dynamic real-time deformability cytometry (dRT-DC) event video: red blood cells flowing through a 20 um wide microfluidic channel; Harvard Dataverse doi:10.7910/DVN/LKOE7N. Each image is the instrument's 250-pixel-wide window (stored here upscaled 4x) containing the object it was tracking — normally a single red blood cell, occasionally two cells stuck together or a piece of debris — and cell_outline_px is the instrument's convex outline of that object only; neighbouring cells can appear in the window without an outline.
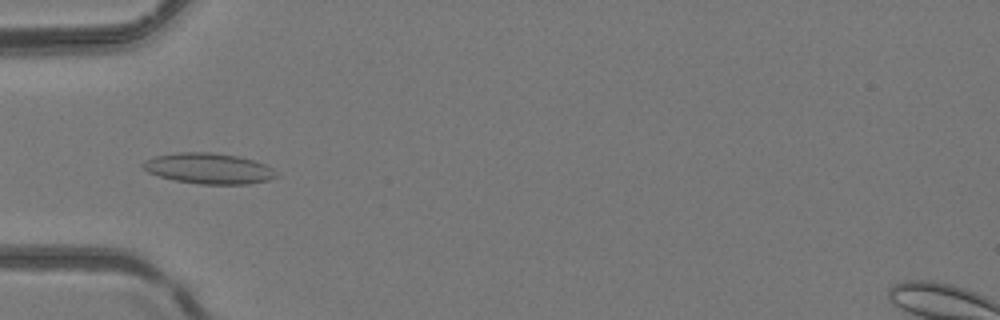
{"species": "common noctule bat (a hibernating species)", "species_latin": "Nyctalus noctula", "temperature_condition": "room temperature", "stored_images_in_passage": 6, "camera_frame_rate_fps": 3000, "um_per_image_px": 0.085, "animal": {"sex": "female", "body_mass_g": 24.6, "forearm_length_mm": 56.2}, "frame": {"image": 1, "passage_image": 5, "time_ms": 4.667, "image_size_px": [1000, 320], "cell_outline_px": [[280, 176], [268, 180], [248, 184], [200, 184], [176, 180], [160, 176], [148, 172], [140, 164], [156, 156], [176, 152], [212, 152], [236, 156], [252, 160], [264, 164], [272, 168]], "centroid_in_image_um": [17.77, 14.32], "position_along_channel_um": 67.2, "area_um2": 23.64}}
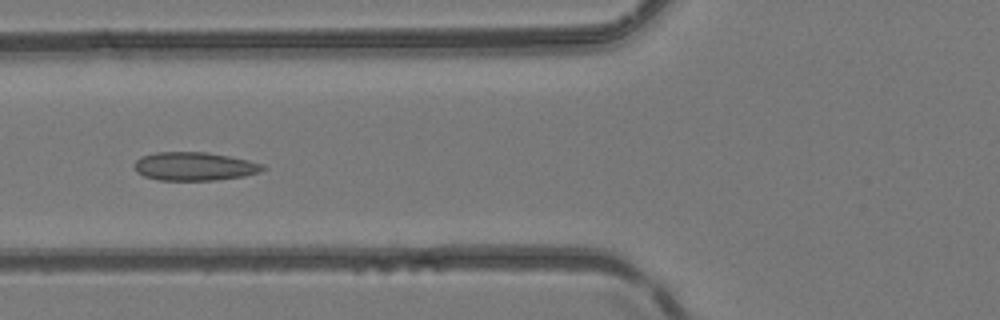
{"frame": {"image": 2, "passage_image": 6, "time_ms": 5.667, "image_size_px": [1000, 320], "cell_outline_px": [[268, 168], [260, 172], [244, 176], [216, 180], [160, 180], [144, 176], [136, 172], [132, 164], [140, 156], [156, 152], [208, 152], [248, 160], [264, 164]], "centroid_in_image_um": [16.52, 14.14], "position_along_channel_um": 109.3, "area_um2": 21.5}}